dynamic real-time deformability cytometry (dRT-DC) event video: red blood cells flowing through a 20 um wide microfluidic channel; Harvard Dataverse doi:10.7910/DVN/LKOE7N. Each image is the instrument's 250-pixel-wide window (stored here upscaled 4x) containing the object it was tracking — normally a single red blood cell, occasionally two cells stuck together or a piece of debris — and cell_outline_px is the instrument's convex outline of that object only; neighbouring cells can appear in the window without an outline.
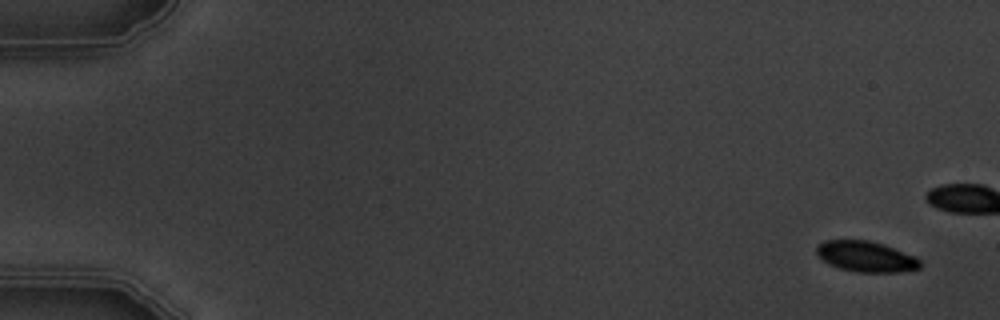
{"species": "common noctule bat (a hibernating species)", "species_latin": "Nyctalus noctula", "temperature_condition": "warm", "stored_images_in_passage": 6, "camera_frame_rate_fps": 3000, "um_per_image_px": 0.085, "animal": {"sex": "male", "body_mass_g": 19.5, "forearm_length_mm": 54.6}, "frame": {"image": 1, "passage_image": 1, "time_ms": 0.0, "image_size_px": [1000, 320], "cell_outline_px": [[920, 268], [900, 272], [856, 272], [840, 268], [828, 264], [816, 252], [816, 248], [824, 240], [868, 240], [884, 244], [916, 256], [920, 260]], "centroid_in_image_um": [73.64, 21.8], "position_along_channel_um": 11.4, "area_um2": 18.5}}